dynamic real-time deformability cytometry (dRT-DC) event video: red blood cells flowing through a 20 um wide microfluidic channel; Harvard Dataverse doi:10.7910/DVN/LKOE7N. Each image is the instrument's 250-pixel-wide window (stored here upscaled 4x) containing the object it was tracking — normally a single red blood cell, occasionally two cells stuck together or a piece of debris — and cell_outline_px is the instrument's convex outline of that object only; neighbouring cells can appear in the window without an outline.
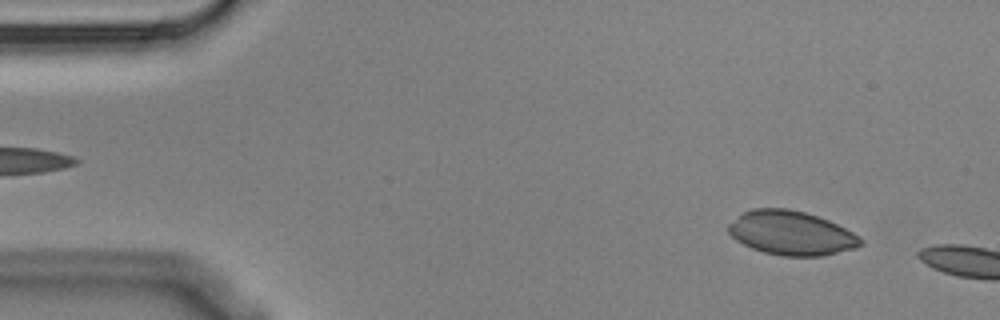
{"species": "Egyptian fruit bat (a non-hibernating species)", "species_latin": "Rousettus aegyptiacus", "temperature_condition": "cold", "stored_images_in_passage": 2, "camera_frame_rate_fps": 3000, "um_per_image_px": 0.085, "animal": {"sex": "male"}, "frame": {"image": 1, "passage_image": 1, "time_ms": 0.0, "image_size_px": [1000, 320], "cell_outline_px": [[864, 244], [856, 248], [824, 256], [784, 256], [764, 252], [752, 248], [736, 240], [728, 232], [728, 224], [744, 212], [752, 208], [788, 208], [804, 212], [828, 220], [860, 236], [864, 240]], "centroid_in_image_um": [67.28, 19.81], "position_along_channel_um": 17.7, "area_um2": 33.93}}